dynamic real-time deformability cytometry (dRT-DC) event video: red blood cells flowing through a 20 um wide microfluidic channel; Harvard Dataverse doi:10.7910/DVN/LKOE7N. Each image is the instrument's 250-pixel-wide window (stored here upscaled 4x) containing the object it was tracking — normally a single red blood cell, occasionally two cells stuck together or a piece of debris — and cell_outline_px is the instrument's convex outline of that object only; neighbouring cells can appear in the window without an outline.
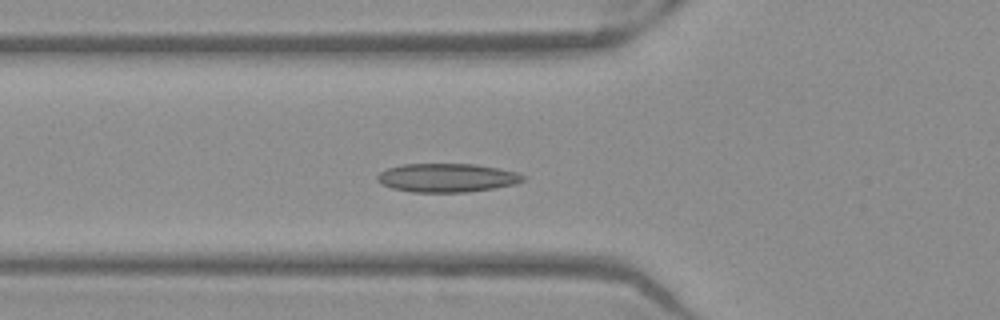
{"species": "Egyptian fruit bat (a non-hibernating species)", "species_latin": "Rousettus aegyptiacus", "temperature_condition": "warm", "stored_images_in_passage": 36, "camera_frame_rate_fps": 3000, "um_per_image_px": 0.085, "frame": {"image": 1, "passage_image": 3, "time_ms": 0.667, "image_size_px": [1000, 320], "cell_outline_px": [[524, 180], [516, 184], [496, 188], [468, 192], [412, 192], [392, 188], [376, 180], [376, 176], [380, 172], [388, 168], [404, 164], [476, 164], [516, 172], [524, 176]], "centroid_in_image_um": [38.0, 15.11], "position_along_channel_um": 87.8, "area_um2": 24.28}}
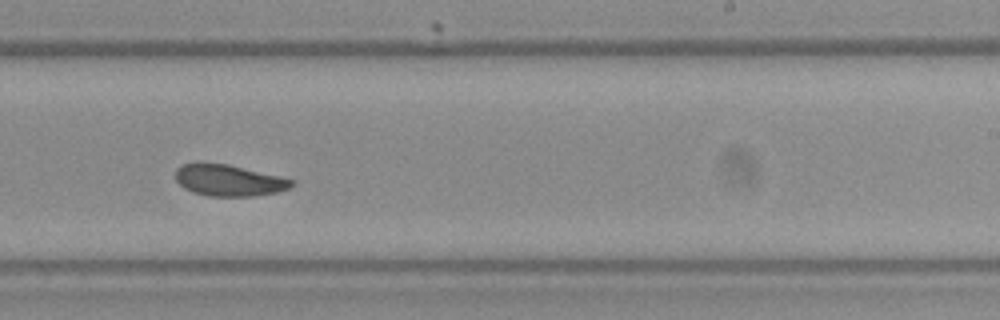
{"frame": {"image": 2, "passage_image": 17, "time_ms": 5.333, "image_size_px": [1000, 320], "cell_outline_px": [[296, 184], [288, 188], [276, 192], [252, 196], [208, 196], [192, 192], [184, 188], [176, 180], [176, 168], [180, 164], [228, 164], [280, 176], [296, 180]], "centroid_in_image_um": [19.48, 15.34], "position_along_channel_um": 269.5, "area_um2": 21.1}}
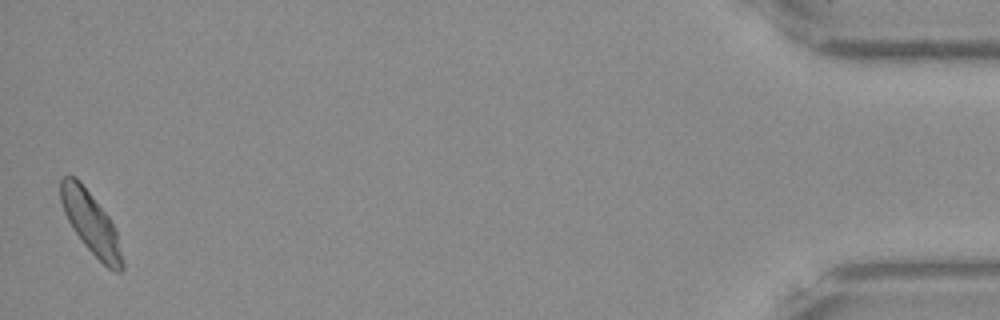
{"frame": {"image": 3, "passage_image": 36, "time_ms": 11.667, "image_size_px": [1000, 320], "cell_outline_px": [[124, 268], [120, 272], [116, 272], [108, 268], [84, 244], [72, 228], [64, 212], [60, 200], [60, 180], [64, 176], [76, 176], [80, 180], [108, 216], [116, 232], [124, 264]], "centroid_in_image_um": [7.71, 18.93], "position_along_channel_um": 427.5, "area_um2": 21.91}, "authors_computed_cell_mechanics": {"area_um2": 21.8484, "velocity_mm_per_s": 3.8896, "shape_relaxation_time_tau1_ms": null, "shape_relaxation_time_tau2_ms": 6.7748, "deformation_change_tau1": null, "deformation_change_tau2": 0.1168}}